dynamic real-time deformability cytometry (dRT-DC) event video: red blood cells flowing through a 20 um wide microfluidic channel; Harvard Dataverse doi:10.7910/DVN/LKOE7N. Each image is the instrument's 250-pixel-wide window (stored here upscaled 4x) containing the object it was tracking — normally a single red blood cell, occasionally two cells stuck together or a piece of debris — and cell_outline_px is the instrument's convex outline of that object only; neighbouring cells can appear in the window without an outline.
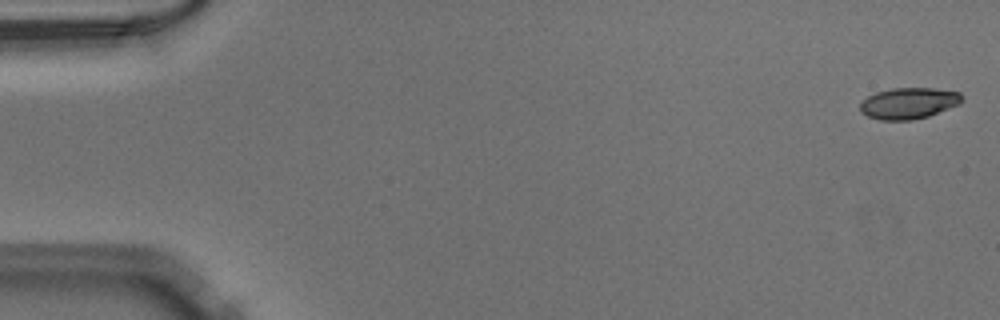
{"species": "Egyptian fruit bat (a non-hibernating species)", "species_latin": "Rousettus aegyptiacus", "temperature_condition": "warm", "stored_images_in_passage": 18, "camera_frame_rate_fps": 3000, "um_per_image_px": 0.085, "animal": {"sex": "male"}, "frame": {"image": 1, "passage_image": 1, "time_ms": 0.0, "image_size_px": [1000, 320], "cell_outline_px": [[964, 100], [960, 104], [928, 116], [912, 120], [880, 120], [868, 116], [860, 112], [860, 100], [876, 92], [892, 88], [936, 88], [960, 92], [964, 96]], "centroid_in_image_um": [77.25, 8.77], "position_along_channel_um": 7.8, "area_um2": 18.79}}
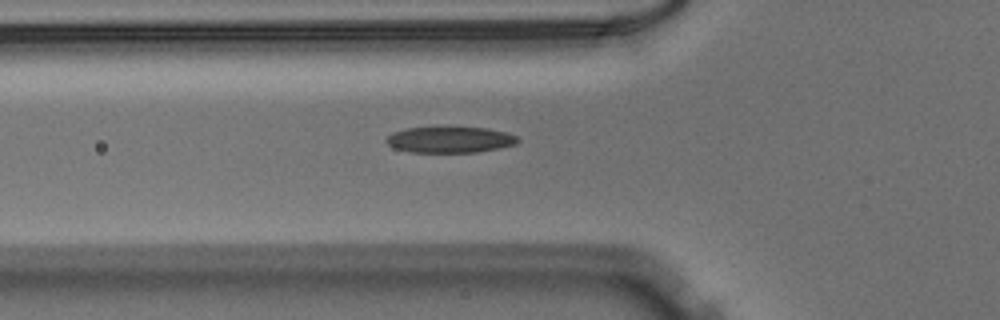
{"frame": {"image": 2, "passage_image": 18, "time_ms": 5.667, "image_size_px": [1000, 320], "cell_outline_px": [[520, 140], [516, 144], [500, 148], [476, 152], [408, 152], [392, 148], [384, 140], [392, 132], [404, 128], [484, 128], [504, 132], [516, 136]], "centroid_in_image_um": [38.19, 11.89], "position_along_channel_um": 87.6, "area_um2": 19.83}}